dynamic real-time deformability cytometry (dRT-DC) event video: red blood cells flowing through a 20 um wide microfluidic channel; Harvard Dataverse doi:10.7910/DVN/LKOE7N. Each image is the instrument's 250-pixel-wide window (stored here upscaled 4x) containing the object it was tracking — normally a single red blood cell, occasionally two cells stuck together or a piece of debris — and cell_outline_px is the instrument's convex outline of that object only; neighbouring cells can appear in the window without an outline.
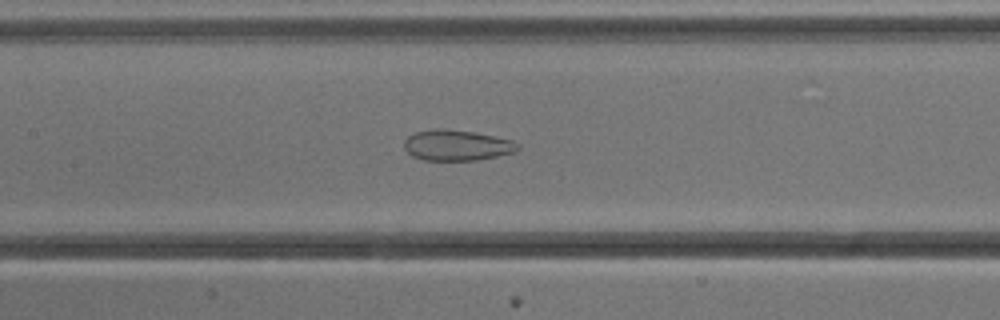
{"species": "common noctule bat (a hibernating species)", "species_latin": "Nyctalus noctula", "temperature_condition": "cold", "stored_images_in_passage": 53, "camera_frame_rate_fps": 3000, "um_per_image_px": 0.085, "animal": {"sex": "male", "body_mass_g": 13.3}, "frame": {"image": 1, "passage_image": 24, "time_ms": 7.667, "image_size_px": [1000, 320], "cell_outline_px": [[520, 148], [516, 152], [476, 160], [424, 160], [412, 156], [404, 148], [404, 140], [408, 136], [416, 132], [432, 128], [444, 128], [476, 132], [512, 140], [520, 144]], "centroid_in_image_um": [38.83, 12.33], "position_along_channel_um": 168.6, "area_um2": 20.52}}
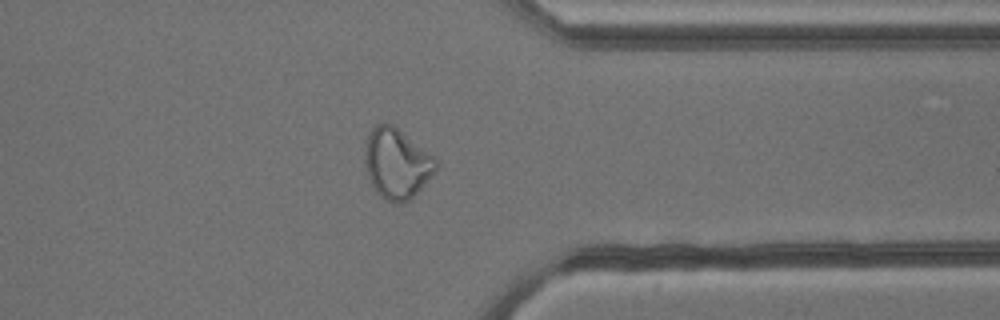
{"frame": {"image": 2, "passage_image": 41, "time_ms": 13.333, "image_size_px": [1000, 320], "cell_outline_px": [[436, 168], [420, 188], [404, 204], [396, 204], [380, 196], [376, 192], [368, 176], [364, 160], [364, 156], [368, 136], [372, 128], [376, 124], [392, 124], [432, 156], [436, 160]], "centroid_in_image_um": [33.67, 13.91], "position_along_channel_um": 377.7, "area_um2": 28.21}}
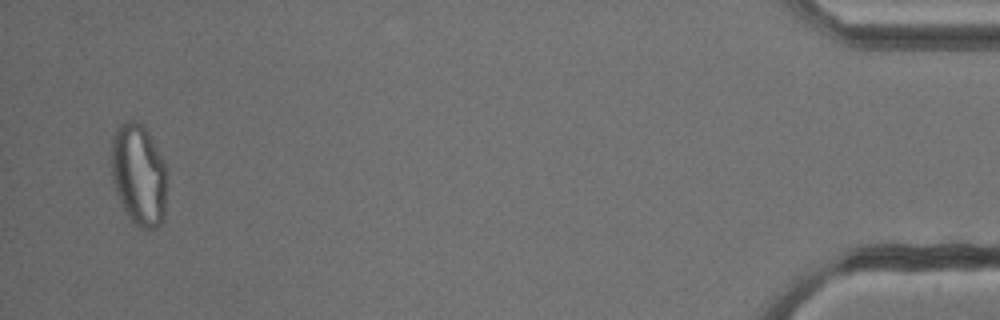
{"frame": {"image": 3, "passage_image": 51, "time_ms": 16.667, "image_size_px": [1000, 320], "cell_outline_px": [[164, 216], [160, 224], [156, 228], [140, 228], [128, 216], [116, 192], [112, 180], [112, 136], [116, 128], [120, 124], [128, 120], [140, 120], [144, 124], [164, 160]], "centroid_in_image_um": [11.77, 14.78], "position_along_channel_um": 423.4, "area_um2": 32.6}, "authors_computed_cell_mechanics": {"area_um2": 29.4202, "velocity_mm_per_s": 3.8167, "shape_relaxation_time_tau1_ms": null, "shape_relaxation_time_tau2_ms": 1.4053, "deformation_change_tau1": null, "deformation_change_tau2": 0.0855}}